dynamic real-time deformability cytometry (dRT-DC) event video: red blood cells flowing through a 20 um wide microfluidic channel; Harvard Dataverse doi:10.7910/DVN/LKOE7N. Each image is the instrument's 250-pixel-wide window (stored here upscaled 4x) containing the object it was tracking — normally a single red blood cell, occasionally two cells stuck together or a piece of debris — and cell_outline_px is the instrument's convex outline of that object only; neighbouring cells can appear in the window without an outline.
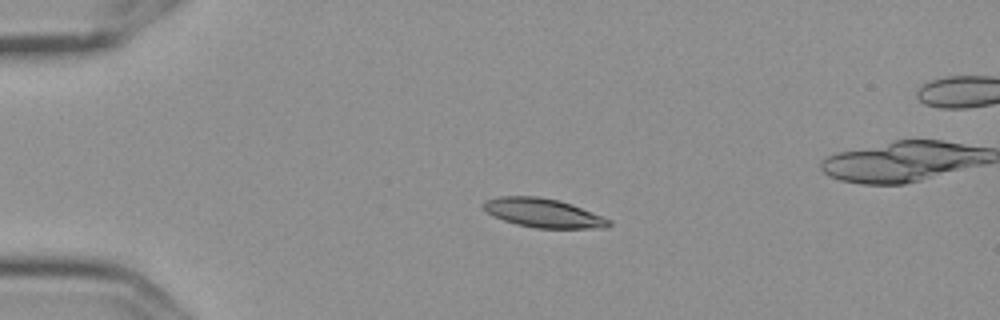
{"species": "Egyptian fruit bat (a non-hibernating species)", "species_latin": "Rousettus aegyptiacus", "temperature_condition": "cold", "stored_images_in_passage": 5, "camera_frame_rate_fps": 3000, "um_per_image_px": 0.085, "frame": {"image": 1, "passage_image": 3, "time_ms": 0.667, "image_size_px": [1000, 320], "cell_outline_px": [[612, 224], [608, 228], [536, 228], [516, 224], [504, 220], [488, 212], [480, 204], [488, 200], [500, 196], [536, 196], [556, 200], [572, 204], [612, 220]], "centroid_in_image_um": [46.22, 18.11], "position_along_channel_um": 38.8, "area_um2": 20.98}}